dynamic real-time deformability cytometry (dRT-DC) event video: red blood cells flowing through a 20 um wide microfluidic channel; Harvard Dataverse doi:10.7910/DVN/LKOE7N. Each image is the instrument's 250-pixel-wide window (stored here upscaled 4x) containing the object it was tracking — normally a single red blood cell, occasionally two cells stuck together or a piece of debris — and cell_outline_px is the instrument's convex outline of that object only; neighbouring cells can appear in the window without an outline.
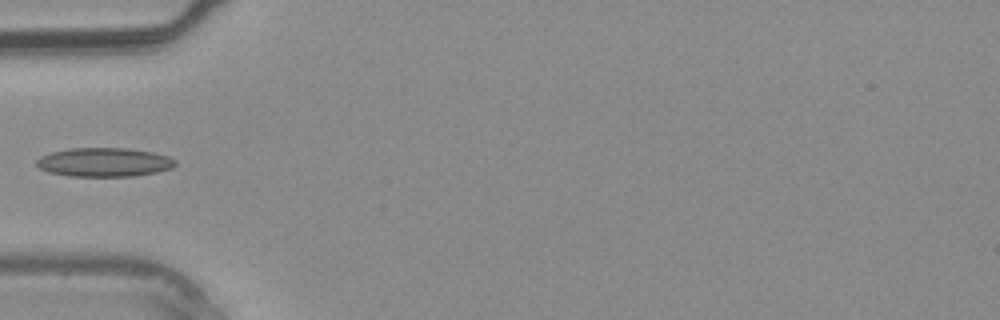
{"species": "common noctule bat (a hibernating species)", "species_latin": "Nyctalus noctula", "temperature_condition": "warm", "stored_images_in_passage": 2, "camera_frame_rate_fps": 3000, "um_per_image_px": 0.085, "animal": {"sex": "male", "body_mass_g": 20.4}, "frame": {"image": 1, "passage_image": 2, "time_ms": 1.333, "image_size_px": [1000, 320], "cell_outline_px": [[176, 164], [172, 168], [156, 172], [136, 176], [68, 176], [48, 172], [40, 168], [36, 164], [36, 160], [40, 156], [52, 152], [68, 148], [128, 148], [152, 152], [168, 156], [176, 160]], "centroid_in_image_um": [8.85, 13.79], "position_along_channel_um": 76.1, "area_um2": 23.47}}